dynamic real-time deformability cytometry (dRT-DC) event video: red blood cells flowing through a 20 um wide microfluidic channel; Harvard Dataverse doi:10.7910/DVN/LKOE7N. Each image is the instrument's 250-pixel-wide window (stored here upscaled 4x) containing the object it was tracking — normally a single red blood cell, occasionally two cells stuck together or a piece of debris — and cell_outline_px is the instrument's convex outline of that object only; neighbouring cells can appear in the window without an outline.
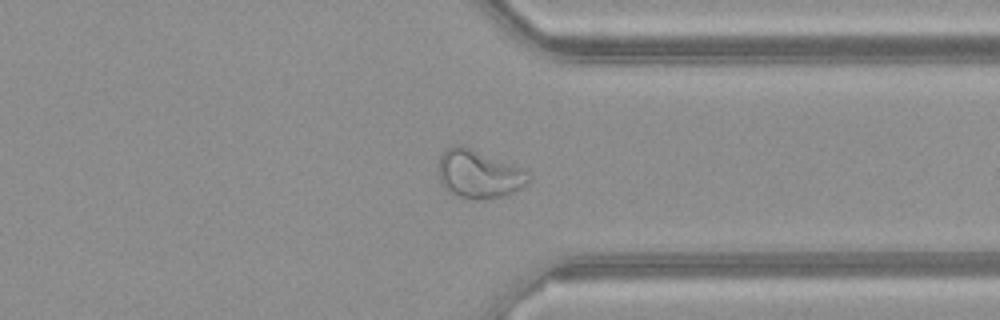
{"species": "common noctule bat (a hibernating species)", "species_latin": "Nyctalus noctula", "temperature_condition": "warm", "stored_images_in_passage": 49, "camera_frame_rate_fps": 3000, "um_per_image_px": 0.085, "animal": {"sex": "female", "body_mass_g": 21.9}, "frame": {"image": 1, "passage_image": 38, "time_ms": 12.333, "image_size_px": [1000, 320], "cell_outline_px": [[532, 180], [520, 188], [504, 196], [476, 200], [468, 200], [448, 192], [440, 184], [440, 156], [452, 144], [460, 144], [520, 168]], "centroid_in_image_um": [40.65, 14.82], "position_along_channel_um": 370.8, "area_um2": 24.91}}
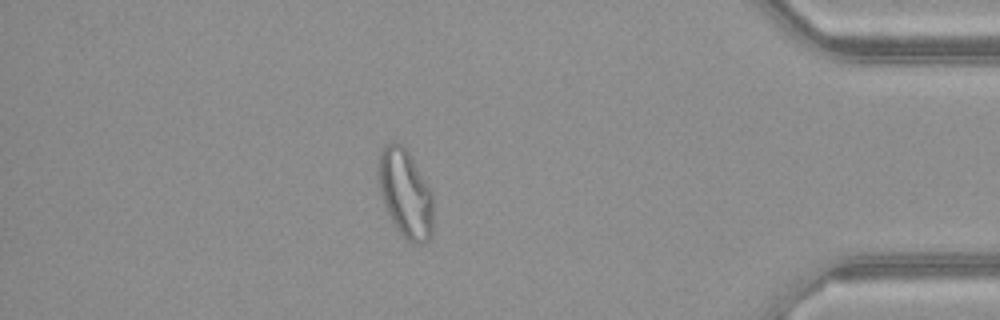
{"frame": {"image": 2, "passage_image": 43, "time_ms": 14.0, "image_size_px": [1000, 320], "cell_outline_px": [[432, 236], [424, 244], [412, 244], [400, 232], [392, 220], [380, 196], [376, 176], [376, 168], [380, 152], [384, 144], [404, 144], [412, 156], [432, 192]], "centroid_in_image_um": [34.43, 16.42], "position_along_channel_um": 400.8, "area_um2": 28.61}, "authors_computed_cell_mechanics": {"area_um2": 27.8596, "velocity_mm_per_s": 4.1331, "shape_relaxation_time_tau1_ms": null, "shape_relaxation_time_tau2_ms": 0.8378, "deformation_change_tau1": null, "deformation_change_tau2": 0.0661}}